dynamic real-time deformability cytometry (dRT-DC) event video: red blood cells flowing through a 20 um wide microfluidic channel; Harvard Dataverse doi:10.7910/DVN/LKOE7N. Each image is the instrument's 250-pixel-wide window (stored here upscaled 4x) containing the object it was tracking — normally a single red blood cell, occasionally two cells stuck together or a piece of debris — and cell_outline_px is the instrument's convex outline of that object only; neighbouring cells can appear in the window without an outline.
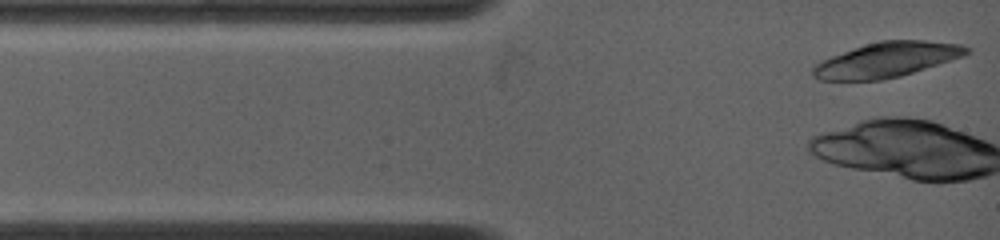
{"species": "common noctule bat (a hibernating species)", "species_latin": "Nyctalus noctula", "temperature_condition": "warm", "stored_images_in_passage": 5, "camera_frame_rate_fps": 4500, "um_per_image_px": 0.085, "animal": {"sex": "female", "body_mass_g": 19.0, "forearm_length_mm": 53.3}, "frame": {"image": 1, "passage_image": 1, "time_ms": 0.0, "image_size_px": [1000, 240], "cell_outline_px": [[972, 48], [964, 56], [900, 76], [880, 80], [820, 80], [812, 76], [812, 68], [820, 60], [864, 44], [880, 40], [924, 40], [960, 44]], "centroid_in_image_um": [75.36, 5.07], "position_along_channel_um": 9.6, "area_um2": 31.27}}